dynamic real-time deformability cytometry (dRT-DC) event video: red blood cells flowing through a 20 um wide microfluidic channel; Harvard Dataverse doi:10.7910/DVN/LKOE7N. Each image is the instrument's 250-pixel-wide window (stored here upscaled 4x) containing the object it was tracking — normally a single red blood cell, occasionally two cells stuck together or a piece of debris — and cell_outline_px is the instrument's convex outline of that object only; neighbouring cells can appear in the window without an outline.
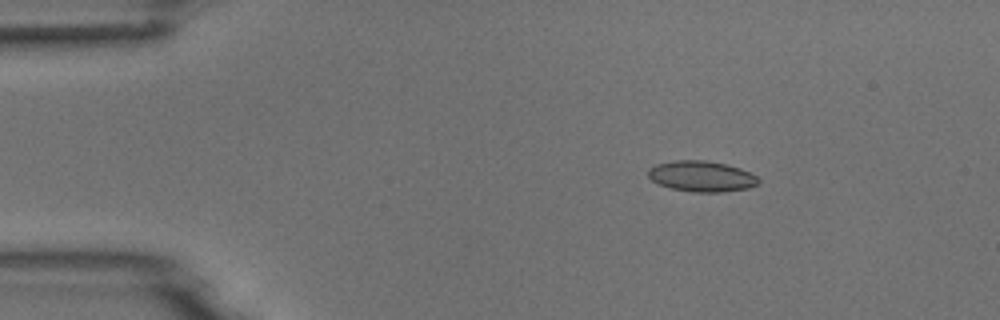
{"species": "common noctule bat (a hibernating species)", "species_latin": "Nyctalus noctula", "temperature_condition": "room temperature", "stored_images_in_passage": 5, "camera_frame_rate_fps": 3000, "um_per_image_px": 0.085, "animal": {"sex": "male", "body_mass_g": 18.8}, "frame": {"image": 1, "passage_image": 3, "time_ms": 2.667, "image_size_px": [1000, 320], "cell_outline_px": [[760, 184], [748, 188], [724, 192], [692, 192], [672, 188], [660, 184], [652, 180], [648, 176], [648, 168], [656, 164], [676, 160], [708, 160], [740, 168], [756, 176], [760, 180]], "centroid_in_image_um": [59.65, 14.98], "position_along_channel_um": 25.4, "area_um2": 19.77}}